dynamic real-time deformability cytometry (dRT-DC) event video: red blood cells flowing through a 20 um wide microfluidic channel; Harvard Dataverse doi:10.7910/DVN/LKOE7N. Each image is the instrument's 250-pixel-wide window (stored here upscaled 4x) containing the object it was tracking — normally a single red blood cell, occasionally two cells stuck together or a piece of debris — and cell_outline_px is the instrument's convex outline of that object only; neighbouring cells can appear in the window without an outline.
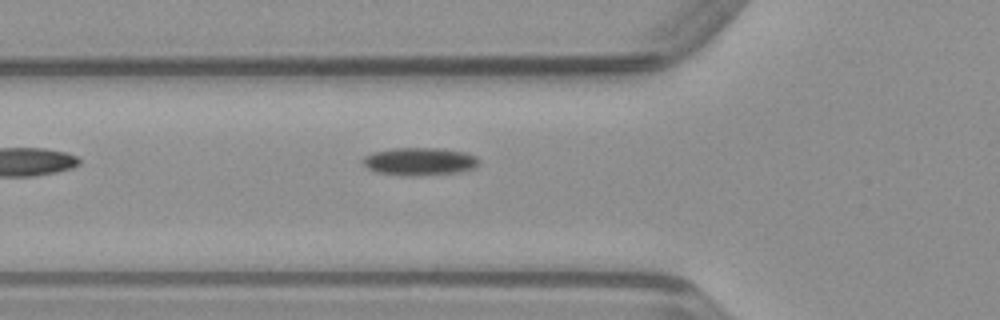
{"species": "common noctule bat (a hibernating species)", "species_latin": "Nyctalus noctula", "temperature_condition": "warm", "stored_images_in_passage": 34, "camera_frame_rate_fps": 3000, "um_per_image_px": 0.085, "animal": {"sex": "male", "body_mass_g": 23.1, "forearm_length_mm": 52.7}, "frame": {"image": 1, "passage_image": 3, "time_ms": 0.667, "image_size_px": [1000, 320], "cell_outline_px": [[480, 164], [472, 168], [456, 172], [416, 176], [412, 176], [376, 172], [368, 168], [364, 164], [364, 156], [372, 152], [392, 148], [436, 148], [464, 152], [476, 156], [480, 160]], "centroid_in_image_um": [35.66, 13.71], "position_along_channel_um": 90.1, "area_um2": 18.61}}
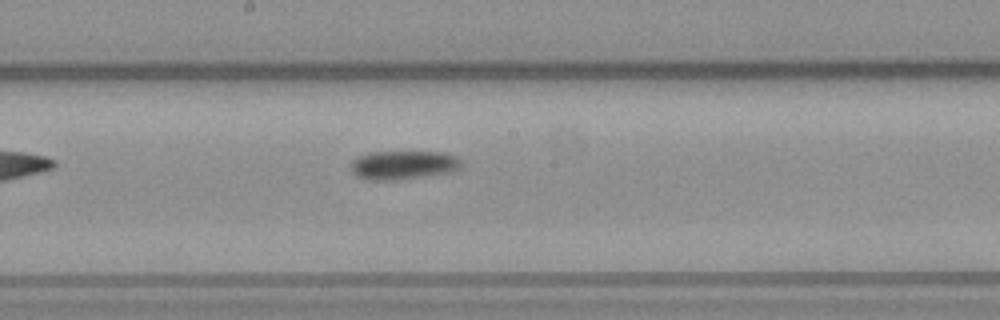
{"frame": {"image": 2, "passage_image": 12, "time_ms": 3.667, "image_size_px": [1000, 320], "cell_outline_px": [[464, 168], [452, 172], [396, 180], [368, 180], [356, 176], [352, 172], [352, 160], [356, 156], [368, 152], [440, 152], [456, 156], [464, 164]], "centroid_in_image_um": [34.3, 14.03], "position_along_channel_um": 213.9, "area_um2": 18.79}}
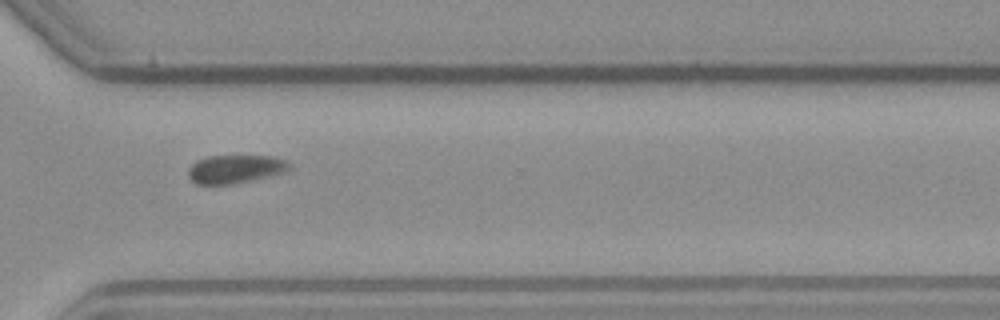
{"frame": {"image": 3, "passage_image": 22, "time_ms": 7.0, "image_size_px": [1000, 320], "cell_outline_px": [[292, 168], [284, 172], [268, 176], [232, 184], [196, 184], [188, 176], [188, 168], [196, 160], [208, 156], [272, 156], [288, 160], [292, 164]], "centroid_in_image_um": [20.02, 14.35], "position_along_channel_um": 350.6, "area_um2": 16.76}}